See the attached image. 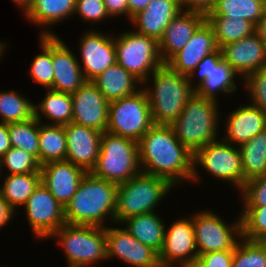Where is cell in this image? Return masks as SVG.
<instances>
[{
	"mask_svg": "<svg viewBox=\"0 0 266 267\" xmlns=\"http://www.w3.org/2000/svg\"><path fill=\"white\" fill-rule=\"evenodd\" d=\"M41 54H37L30 65L28 74L35 83L46 89L53 87L52 36H40Z\"/></svg>",
	"mask_w": 266,
	"mask_h": 267,
	"instance_id": "cell-36",
	"label": "cell"
},
{
	"mask_svg": "<svg viewBox=\"0 0 266 267\" xmlns=\"http://www.w3.org/2000/svg\"><path fill=\"white\" fill-rule=\"evenodd\" d=\"M0 186V194L17 213V207L25 205L41 182V173L6 174Z\"/></svg>",
	"mask_w": 266,
	"mask_h": 267,
	"instance_id": "cell-31",
	"label": "cell"
},
{
	"mask_svg": "<svg viewBox=\"0 0 266 267\" xmlns=\"http://www.w3.org/2000/svg\"><path fill=\"white\" fill-rule=\"evenodd\" d=\"M18 91H0L1 123H13L29 120L35 116L33 102Z\"/></svg>",
	"mask_w": 266,
	"mask_h": 267,
	"instance_id": "cell-34",
	"label": "cell"
},
{
	"mask_svg": "<svg viewBox=\"0 0 266 267\" xmlns=\"http://www.w3.org/2000/svg\"><path fill=\"white\" fill-rule=\"evenodd\" d=\"M67 153L66 132L63 125H49L39 121V164L65 161Z\"/></svg>",
	"mask_w": 266,
	"mask_h": 267,
	"instance_id": "cell-29",
	"label": "cell"
},
{
	"mask_svg": "<svg viewBox=\"0 0 266 267\" xmlns=\"http://www.w3.org/2000/svg\"><path fill=\"white\" fill-rule=\"evenodd\" d=\"M74 13L90 23H98L110 17L103 0H76Z\"/></svg>",
	"mask_w": 266,
	"mask_h": 267,
	"instance_id": "cell-43",
	"label": "cell"
},
{
	"mask_svg": "<svg viewBox=\"0 0 266 267\" xmlns=\"http://www.w3.org/2000/svg\"><path fill=\"white\" fill-rule=\"evenodd\" d=\"M158 216L156 211L140 214L123 220L119 225L124 224L125 229L131 236L159 253L163 246L167 225Z\"/></svg>",
	"mask_w": 266,
	"mask_h": 267,
	"instance_id": "cell-27",
	"label": "cell"
},
{
	"mask_svg": "<svg viewBox=\"0 0 266 267\" xmlns=\"http://www.w3.org/2000/svg\"><path fill=\"white\" fill-rule=\"evenodd\" d=\"M224 141L239 147L266 129V114L252 104H242L226 117Z\"/></svg>",
	"mask_w": 266,
	"mask_h": 267,
	"instance_id": "cell-23",
	"label": "cell"
},
{
	"mask_svg": "<svg viewBox=\"0 0 266 267\" xmlns=\"http://www.w3.org/2000/svg\"><path fill=\"white\" fill-rule=\"evenodd\" d=\"M41 182L63 206L72 199L86 171L68 161L49 162L41 166Z\"/></svg>",
	"mask_w": 266,
	"mask_h": 267,
	"instance_id": "cell-20",
	"label": "cell"
},
{
	"mask_svg": "<svg viewBox=\"0 0 266 267\" xmlns=\"http://www.w3.org/2000/svg\"><path fill=\"white\" fill-rule=\"evenodd\" d=\"M107 259L119 258L132 267H162L159 253L131 236L125 227H106Z\"/></svg>",
	"mask_w": 266,
	"mask_h": 267,
	"instance_id": "cell-15",
	"label": "cell"
},
{
	"mask_svg": "<svg viewBox=\"0 0 266 267\" xmlns=\"http://www.w3.org/2000/svg\"><path fill=\"white\" fill-rule=\"evenodd\" d=\"M117 188L118 184L86 172L76 193L64 207L65 222L104 227V220L109 218L112 224L115 223Z\"/></svg>",
	"mask_w": 266,
	"mask_h": 267,
	"instance_id": "cell-2",
	"label": "cell"
},
{
	"mask_svg": "<svg viewBox=\"0 0 266 267\" xmlns=\"http://www.w3.org/2000/svg\"><path fill=\"white\" fill-rule=\"evenodd\" d=\"M151 0H128V19L131 20V17L137 12L142 11L146 8L148 3Z\"/></svg>",
	"mask_w": 266,
	"mask_h": 267,
	"instance_id": "cell-50",
	"label": "cell"
},
{
	"mask_svg": "<svg viewBox=\"0 0 266 267\" xmlns=\"http://www.w3.org/2000/svg\"><path fill=\"white\" fill-rule=\"evenodd\" d=\"M196 74L199 79L196 80V85L193 88L197 95L204 98L217 100L219 92L231 94L237 90L234 79L239 75L222 59L220 48L205 56L197 64L188 76L191 85Z\"/></svg>",
	"mask_w": 266,
	"mask_h": 267,
	"instance_id": "cell-12",
	"label": "cell"
},
{
	"mask_svg": "<svg viewBox=\"0 0 266 267\" xmlns=\"http://www.w3.org/2000/svg\"><path fill=\"white\" fill-rule=\"evenodd\" d=\"M77 58L60 37L52 36V90L73 93L87 81Z\"/></svg>",
	"mask_w": 266,
	"mask_h": 267,
	"instance_id": "cell-21",
	"label": "cell"
},
{
	"mask_svg": "<svg viewBox=\"0 0 266 267\" xmlns=\"http://www.w3.org/2000/svg\"><path fill=\"white\" fill-rule=\"evenodd\" d=\"M8 124L0 122V158L11 149Z\"/></svg>",
	"mask_w": 266,
	"mask_h": 267,
	"instance_id": "cell-49",
	"label": "cell"
},
{
	"mask_svg": "<svg viewBox=\"0 0 266 267\" xmlns=\"http://www.w3.org/2000/svg\"><path fill=\"white\" fill-rule=\"evenodd\" d=\"M207 23L214 31L217 47L236 42L255 32L256 26L245 19L223 16H206Z\"/></svg>",
	"mask_w": 266,
	"mask_h": 267,
	"instance_id": "cell-32",
	"label": "cell"
},
{
	"mask_svg": "<svg viewBox=\"0 0 266 267\" xmlns=\"http://www.w3.org/2000/svg\"><path fill=\"white\" fill-rule=\"evenodd\" d=\"M173 187L166 179L143 172L118 184L115 224L133 216L155 212L162 198Z\"/></svg>",
	"mask_w": 266,
	"mask_h": 267,
	"instance_id": "cell-5",
	"label": "cell"
},
{
	"mask_svg": "<svg viewBox=\"0 0 266 267\" xmlns=\"http://www.w3.org/2000/svg\"><path fill=\"white\" fill-rule=\"evenodd\" d=\"M154 125L145 91L109 102L106 131L138 142Z\"/></svg>",
	"mask_w": 266,
	"mask_h": 267,
	"instance_id": "cell-9",
	"label": "cell"
},
{
	"mask_svg": "<svg viewBox=\"0 0 266 267\" xmlns=\"http://www.w3.org/2000/svg\"><path fill=\"white\" fill-rule=\"evenodd\" d=\"M184 267H206L198 259H195L189 264H186Z\"/></svg>",
	"mask_w": 266,
	"mask_h": 267,
	"instance_id": "cell-53",
	"label": "cell"
},
{
	"mask_svg": "<svg viewBox=\"0 0 266 267\" xmlns=\"http://www.w3.org/2000/svg\"><path fill=\"white\" fill-rule=\"evenodd\" d=\"M240 194L244 206H266V175L247 181Z\"/></svg>",
	"mask_w": 266,
	"mask_h": 267,
	"instance_id": "cell-42",
	"label": "cell"
},
{
	"mask_svg": "<svg viewBox=\"0 0 266 267\" xmlns=\"http://www.w3.org/2000/svg\"><path fill=\"white\" fill-rule=\"evenodd\" d=\"M16 212L7 204V201L0 194V229L10 222Z\"/></svg>",
	"mask_w": 266,
	"mask_h": 267,
	"instance_id": "cell-48",
	"label": "cell"
},
{
	"mask_svg": "<svg viewBox=\"0 0 266 267\" xmlns=\"http://www.w3.org/2000/svg\"><path fill=\"white\" fill-rule=\"evenodd\" d=\"M205 21L206 15L189 11H182L173 18L158 41L162 61L166 63L180 51Z\"/></svg>",
	"mask_w": 266,
	"mask_h": 267,
	"instance_id": "cell-24",
	"label": "cell"
},
{
	"mask_svg": "<svg viewBox=\"0 0 266 267\" xmlns=\"http://www.w3.org/2000/svg\"><path fill=\"white\" fill-rule=\"evenodd\" d=\"M243 187L251 179L266 175V129L239 146Z\"/></svg>",
	"mask_w": 266,
	"mask_h": 267,
	"instance_id": "cell-30",
	"label": "cell"
},
{
	"mask_svg": "<svg viewBox=\"0 0 266 267\" xmlns=\"http://www.w3.org/2000/svg\"><path fill=\"white\" fill-rule=\"evenodd\" d=\"M234 250L215 251L198 255V260L206 267H231Z\"/></svg>",
	"mask_w": 266,
	"mask_h": 267,
	"instance_id": "cell-44",
	"label": "cell"
},
{
	"mask_svg": "<svg viewBox=\"0 0 266 267\" xmlns=\"http://www.w3.org/2000/svg\"><path fill=\"white\" fill-rule=\"evenodd\" d=\"M218 49L214 31L205 21L193 34L187 44L174 54L166 64L174 71L189 76L197 64Z\"/></svg>",
	"mask_w": 266,
	"mask_h": 267,
	"instance_id": "cell-22",
	"label": "cell"
},
{
	"mask_svg": "<svg viewBox=\"0 0 266 267\" xmlns=\"http://www.w3.org/2000/svg\"><path fill=\"white\" fill-rule=\"evenodd\" d=\"M265 13L260 0H217L206 16L245 19L256 26Z\"/></svg>",
	"mask_w": 266,
	"mask_h": 267,
	"instance_id": "cell-33",
	"label": "cell"
},
{
	"mask_svg": "<svg viewBox=\"0 0 266 267\" xmlns=\"http://www.w3.org/2000/svg\"><path fill=\"white\" fill-rule=\"evenodd\" d=\"M22 208L28 219L34 236L49 238L66 224L64 207L52 196L49 190L40 182Z\"/></svg>",
	"mask_w": 266,
	"mask_h": 267,
	"instance_id": "cell-13",
	"label": "cell"
},
{
	"mask_svg": "<svg viewBox=\"0 0 266 267\" xmlns=\"http://www.w3.org/2000/svg\"><path fill=\"white\" fill-rule=\"evenodd\" d=\"M216 1L217 0H178V3L182 11L199 12L207 15Z\"/></svg>",
	"mask_w": 266,
	"mask_h": 267,
	"instance_id": "cell-46",
	"label": "cell"
},
{
	"mask_svg": "<svg viewBox=\"0 0 266 267\" xmlns=\"http://www.w3.org/2000/svg\"><path fill=\"white\" fill-rule=\"evenodd\" d=\"M138 153L141 172L166 179L172 186L191 181L193 154L170 125L154 124L138 141Z\"/></svg>",
	"mask_w": 266,
	"mask_h": 267,
	"instance_id": "cell-1",
	"label": "cell"
},
{
	"mask_svg": "<svg viewBox=\"0 0 266 267\" xmlns=\"http://www.w3.org/2000/svg\"><path fill=\"white\" fill-rule=\"evenodd\" d=\"M35 117L42 123V117L49 119V125H67L72 122L71 93L46 89V95L39 104H34ZM42 113H40V112Z\"/></svg>",
	"mask_w": 266,
	"mask_h": 267,
	"instance_id": "cell-28",
	"label": "cell"
},
{
	"mask_svg": "<svg viewBox=\"0 0 266 267\" xmlns=\"http://www.w3.org/2000/svg\"><path fill=\"white\" fill-rule=\"evenodd\" d=\"M207 210L198 211L193 213V216L191 215L198 255L234 250L238 243L237 239L242 238L240 215L236 219L237 221L228 224L213 210Z\"/></svg>",
	"mask_w": 266,
	"mask_h": 267,
	"instance_id": "cell-11",
	"label": "cell"
},
{
	"mask_svg": "<svg viewBox=\"0 0 266 267\" xmlns=\"http://www.w3.org/2000/svg\"><path fill=\"white\" fill-rule=\"evenodd\" d=\"M7 169L10 174L40 173L38 160L25 150L12 147L0 158V171Z\"/></svg>",
	"mask_w": 266,
	"mask_h": 267,
	"instance_id": "cell-39",
	"label": "cell"
},
{
	"mask_svg": "<svg viewBox=\"0 0 266 267\" xmlns=\"http://www.w3.org/2000/svg\"><path fill=\"white\" fill-rule=\"evenodd\" d=\"M255 32L259 35V38L262 39L266 46V13L257 23Z\"/></svg>",
	"mask_w": 266,
	"mask_h": 267,
	"instance_id": "cell-51",
	"label": "cell"
},
{
	"mask_svg": "<svg viewBox=\"0 0 266 267\" xmlns=\"http://www.w3.org/2000/svg\"><path fill=\"white\" fill-rule=\"evenodd\" d=\"M8 133L11 147L25 150L39 162V120L35 116L26 121L8 123Z\"/></svg>",
	"mask_w": 266,
	"mask_h": 267,
	"instance_id": "cell-35",
	"label": "cell"
},
{
	"mask_svg": "<svg viewBox=\"0 0 266 267\" xmlns=\"http://www.w3.org/2000/svg\"><path fill=\"white\" fill-rule=\"evenodd\" d=\"M92 82L108 102L133 95L141 89L140 85L142 86V82L139 79L117 62L109 66ZM137 84L140 85L138 86Z\"/></svg>",
	"mask_w": 266,
	"mask_h": 267,
	"instance_id": "cell-26",
	"label": "cell"
},
{
	"mask_svg": "<svg viewBox=\"0 0 266 267\" xmlns=\"http://www.w3.org/2000/svg\"><path fill=\"white\" fill-rule=\"evenodd\" d=\"M241 217L242 238L266 242V206H243Z\"/></svg>",
	"mask_w": 266,
	"mask_h": 267,
	"instance_id": "cell-38",
	"label": "cell"
},
{
	"mask_svg": "<svg viewBox=\"0 0 266 267\" xmlns=\"http://www.w3.org/2000/svg\"><path fill=\"white\" fill-rule=\"evenodd\" d=\"M15 5L22 9V12L25 14L27 10L31 7L33 0H13Z\"/></svg>",
	"mask_w": 266,
	"mask_h": 267,
	"instance_id": "cell-52",
	"label": "cell"
},
{
	"mask_svg": "<svg viewBox=\"0 0 266 267\" xmlns=\"http://www.w3.org/2000/svg\"><path fill=\"white\" fill-rule=\"evenodd\" d=\"M240 240L234 248L231 267H266V242Z\"/></svg>",
	"mask_w": 266,
	"mask_h": 267,
	"instance_id": "cell-37",
	"label": "cell"
},
{
	"mask_svg": "<svg viewBox=\"0 0 266 267\" xmlns=\"http://www.w3.org/2000/svg\"><path fill=\"white\" fill-rule=\"evenodd\" d=\"M222 59L244 79L251 73L266 67V46L254 32L236 42L220 47Z\"/></svg>",
	"mask_w": 266,
	"mask_h": 267,
	"instance_id": "cell-18",
	"label": "cell"
},
{
	"mask_svg": "<svg viewBox=\"0 0 266 267\" xmlns=\"http://www.w3.org/2000/svg\"><path fill=\"white\" fill-rule=\"evenodd\" d=\"M260 1L262 2V5H263V7H264V9L266 11V0H260Z\"/></svg>",
	"mask_w": 266,
	"mask_h": 267,
	"instance_id": "cell-55",
	"label": "cell"
},
{
	"mask_svg": "<svg viewBox=\"0 0 266 267\" xmlns=\"http://www.w3.org/2000/svg\"><path fill=\"white\" fill-rule=\"evenodd\" d=\"M75 3L76 0H33L31 7L23 15L31 24L44 26V30H40V36H56L49 26L74 16Z\"/></svg>",
	"mask_w": 266,
	"mask_h": 267,
	"instance_id": "cell-25",
	"label": "cell"
},
{
	"mask_svg": "<svg viewBox=\"0 0 266 267\" xmlns=\"http://www.w3.org/2000/svg\"><path fill=\"white\" fill-rule=\"evenodd\" d=\"M244 80L249 101L266 114V67L249 74Z\"/></svg>",
	"mask_w": 266,
	"mask_h": 267,
	"instance_id": "cell-41",
	"label": "cell"
},
{
	"mask_svg": "<svg viewBox=\"0 0 266 267\" xmlns=\"http://www.w3.org/2000/svg\"><path fill=\"white\" fill-rule=\"evenodd\" d=\"M67 139L66 161L91 172L97 163L102 132L70 122L64 125Z\"/></svg>",
	"mask_w": 266,
	"mask_h": 267,
	"instance_id": "cell-19",
	"label": "cell"
},
{
	"mask_svg": "<svg viewBox=\"0 0 266 267\" xmlns=\"http://www.w3.org/2000/svg\"><path fill=\"white\" fill-rule=\"evenodd\" d=\"M218 100L204 98L194 93L181 114L170 125L179 142L192 154L199 148L218 140Z\"/></svg>",
	"mask_w": 266,
	"mask_h": 267,
	"instance_id": "cell-4",
	"label": "cell"
},
{
	"mask_svg": "<svg viewBox=\"0 0 266 267\" xmlns=\"http://www.w3.org/2000/svg\"><path fill=\"white\" fill-rule=\"evenodd\" d=\"M72 96V122L106 132L109 102L92 81H86Z\"/></svg>",
	"mask_w": 266,
	"mask_h": 267,
	"instance_id": "cell-17",
	"label": "cell"
},
{
	"mask_svg": "<svg viewBox=\"0 0 266 267\" xmlns=\"http://www.w3.org/2000/svg\"><path fill=\"white\" fill-rule=\"evenodd\" d=\"M142 12L144 14L178 15L182 10L178 0H151Z\"/></svg>",
	"mask_w": 266,
	"mask_h": 267,
	"instance_id": "cell-45",
	"label": "cell"
},
{
	"mask_svg": "<svg viewBox=\"0 0 266 267\" xmlns=\"http://www.w3.org/2000/svg\"><path fill=\"white\" fill-rule=\"evenodd\" d=\"M177 15H157L144 14L142 11L137 12L131 17V24L135 26V32L154 38L159 41L169 25L170 21Z\"/></svg>",
	"mask_w": 266,
	"mask_h": 267,
	"instance_id": "cell-40",
	"label": "cell"
},
{
	"mask_svg": "<svg viewBox=\"0 0 266 267\" xmlns=\"http://www.w3.org/2000/svg\"><path fill=\"white\" fill-rule=\"evenodd\" d=\"M7 44L5 45V42L0 41V59H1V55H3L4 53V49L6 48Z\"/></svg>",
	"mask_w": 266,
	"mask_h": 267,
	"instance_id": "cell-54",
	"label": "cell"
},
{
	"mask_svg": "<svg viewBox=\"0 0 266 267\" xmlns=\"http://www.w3.org/2000/svg\"><path fill=\"white\" fill-rule=\"evenodd\" d=\"M150 87L144 81L145 91L151 109L154 124L171 125L181 114L187 101L195 93L188 76L172 70L166 63L159 66L152 74ZM148 83V87H147Z\"/></svg>",
	"mask_w": 266,
	"mask_h": 267,
	"instance_id": "cell-3",
	"label": "cell"
},
{
	"mask_svg": "<svg viewBox=\"0 0 266 267\" xmlns=\"http://www.w3.org/2000/svg\"><path fill=\"white\" fill-rule=\"evenodd\" d=\"M79 44L83 64V66L80 64V67L87 81H93L116 63L114 36L111 34H103L99 30H86Z\"/></svg>",
	"mask_w": 266,
	"mask_h": 267,
	"instance_id": "cell-16",
	"label": "cell"
},
{
	"mask_svg": "<svg viewBox=\"0 0 266 267\" xmlns=\"http://www.w3.org/2000/svg\"><path fill=\"white\" fill-rule=\"evenodd\" d=\"M219 139L199 148L193 154L191 181L200 180L201 177L197 170L200 165L215 178L231 182V185H234L235 189L237 188L240 192L243 189V172L239 147L224 141L222 138Z\"/></svg>",
	"mask_w": 266,
	"mask_h": 267,
	"instance_id": "cell-10",
	"label": "cell"
},
{
	"mask_svg": "<svg viewBox=\"0 0 266 267\" xmlns=\"http://www.w3.org/2000/svg\"><path fill=\"white\" fill-rule=\"evenodd\" d=\"M116 62L142 83L164 62L156 39L141 35L134 30L114 36Z\"/></svg>",
	"mask_w": 266,
	"mask_h": 267,
	"instance_id": "cell-8",
	"label": "cell"
},
{
	"mask_svg": "<svg viewBox=\"0 0 266 267\" xmlns=\"http://www.w3.org/2000/svg\"><path fill=\"white\" fill-rule=\"evenodd\" d=\"M198 258L192 219L178 218L170 227L165 228L164 242L159 252L162 267H180Z\"/></svg>",
	"mask_w": 266,
	"mask_h": 267,
	"instance_id": "cell-14",
	"label": "cell"
},
{
	"mask_svg": "<svg viewBox=\"0 0 266 267\" xmlns=\"http://www.w3.org/2000/svg\"><path fill=\"white\" fill-rule=\"evenodd\" d=\"M106 11L111 17L126 16L128 17V0H103Z\"/></svg>",
	"mask_w": 266,
	"mask_h": 267,
	"instance_id": "cell-47",
	"label": "cell"
},
{
	"mask_svg": "<svg viewBox=\"0 0 266 267\" xmlns=\"http://www.w3.org/2000/svg\"><path fill=\"white\" fill-rule=\"evenodd\" d=\"M53 237L61 244L69 267H87L107 260L106 227L66 223Z\"/></svg>",
	"mask_w": 266,
	"mask_h": 267,
	"instance_id": "cell-7",
	"label": "cell"
},
{
	"mask_svg": "<svg viewBox=\"0 0 266 267\" xmlns=\"http://www.w3.org/2000/svg\"><path fill=\"white\" fill-rule=\"evenodd\" d=\"M140 172L138 142L107 131L102 133L99 156L91 173L98 178L120 184Z\"/></svg>",
	"mask_w": 266,
	"mask_h": 267,
	"instance_id": "cell-6",
	"label": "cell"
}]
</instances>
